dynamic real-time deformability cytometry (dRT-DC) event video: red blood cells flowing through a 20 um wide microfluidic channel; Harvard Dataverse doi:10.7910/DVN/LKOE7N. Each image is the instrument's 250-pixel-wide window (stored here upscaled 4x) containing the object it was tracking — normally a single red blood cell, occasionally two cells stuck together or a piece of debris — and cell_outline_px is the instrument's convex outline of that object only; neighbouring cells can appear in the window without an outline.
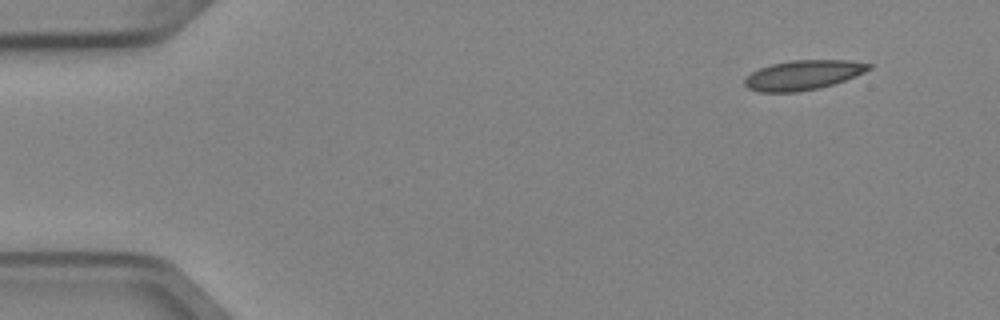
{"species": "Egyptian fruit bat (a non-hibernating species)", "species_latin": "Rousettus aegyptiacus", "temperature_condition": "cold", "stored_images_in_passage": 4, "camera_frame_rate_fps": 3000, "um_per_image_px": 0.085, "animal": {"sex": "female"}, "frame": {"image": 1, "passage_image": 1, "time_ms": 0.0, "image_size_px": [1000, 320], "cell_outline_px": [[872, 68], [864, 72], [844, 80], [820, 88], [796, 92], [760, 92], [748, 88], [744, 84], [744, 80], [752, 72], [760, 68], [772, 64], [792, 60], [852, 60], [872, 64]], "centroid_in_image_um": [68.28, 6.37], "position_along_channel_um": 16.7, "area_um2": 21.33}}
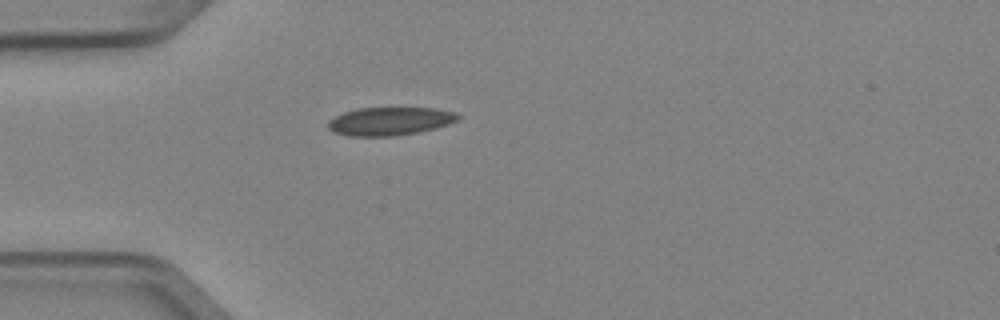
{"frame": {"image": 2, "passage_image": 4, "time_ms": 1.0, "image_size_px": [1000, 320], "cell_outline_px": [[460, 116], [456, 120], [448, 124], [416, 132], [396, 136], [348, 136], [336, 132], [328, 128], [328, 120], [344, 112], [356, 108], [436, 108], [456, 112]], "centroid_in_image_um": [33.12, 10.29], "position_along_channel_um": 51.9, "area_um2": 21.15}}